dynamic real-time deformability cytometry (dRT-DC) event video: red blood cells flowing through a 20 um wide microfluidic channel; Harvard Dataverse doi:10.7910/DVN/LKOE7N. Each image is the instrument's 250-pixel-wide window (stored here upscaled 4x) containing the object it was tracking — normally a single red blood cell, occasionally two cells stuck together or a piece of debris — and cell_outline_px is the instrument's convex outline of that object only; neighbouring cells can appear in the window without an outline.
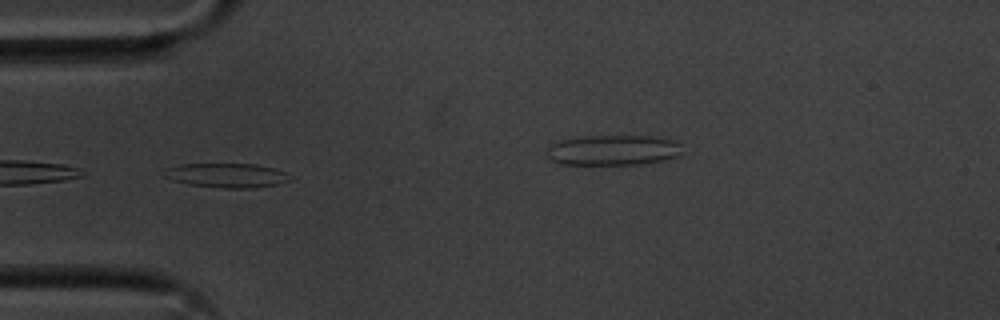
{"species": "common noctule bat (a hibernating species)", "species_latin": "Nyctalus noctula", "temperature_condition": "cold", "stored_images_in_passage": 48, "camera_frame_rate_fps": 3000, "um_per_image_px": 0.085, "animal": {"sex": "male", "body_mass_g": 20.1, "forearm_length_mm": 53.5}, "frame": {"image": 1, "passage_image": 16, "time_ms": 5.0, "image_size_px": [1000, 320], "cell_outline_px": [[292, 180], [276, 184], [252, 188], [224, 188], [188, 184], [172, 180], [164, 176], [164, 168], [180, 164], [256, 164], [272, 168], [284, 172], [292, 176]], "centroid_in_image_um": [19.25, 14.9], "position_along_channel_um": 65.7, "area_um2": 17.8}}
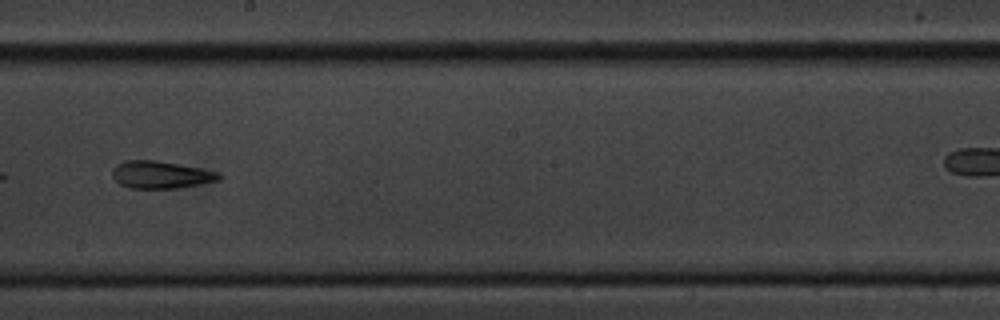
{"frame": {"image": 2, "passage_image": 30, "time_ms": 9.667, "image_size_px": [1000, 320], "cell_outline_px": [[224, 176], [220, 180], [180, 188], [128, 188], [120, 184], [112, 176], [112, 168], [116, 164], [124, 160], [156, 160], [200, 168], [220, 172]], "centroid_in_image_um": [13.68, 14.85], "position_along_channel_um": 234.5, "area_um2": 17.22}}
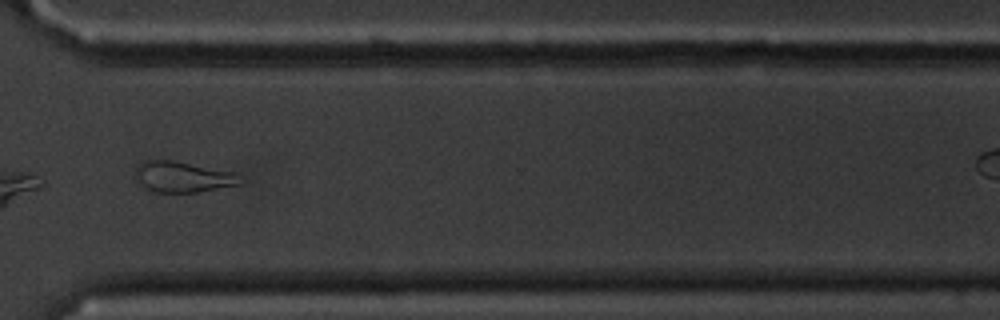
{"frame": {"image": 3, "passage_image": 40, "time_ms": 13.0, "image_size_px": [1000, 320], "cell_outline_px": [[244, 180], [240, 184], [200, 192], [156, 192], [144, 188], [136, 176], [136, 164], [144, 160], [172, 160], [236, 172]], "centroid_in_image_um": [15.57, 15.03], "position_along_channel_um": 355.0, "area_um2": 18.96}, "authors_computed_cell_mechanics": {"area_um2": 18.0625, "velocity_mm_per_s": 3.6202, "shape_relaxation_time_tau1_ms": null, "shape_relaxation_time_tau2_ms": 3.6175, "deformation_change_tau1": null, "deformation_change_tau2": 0.1318}}